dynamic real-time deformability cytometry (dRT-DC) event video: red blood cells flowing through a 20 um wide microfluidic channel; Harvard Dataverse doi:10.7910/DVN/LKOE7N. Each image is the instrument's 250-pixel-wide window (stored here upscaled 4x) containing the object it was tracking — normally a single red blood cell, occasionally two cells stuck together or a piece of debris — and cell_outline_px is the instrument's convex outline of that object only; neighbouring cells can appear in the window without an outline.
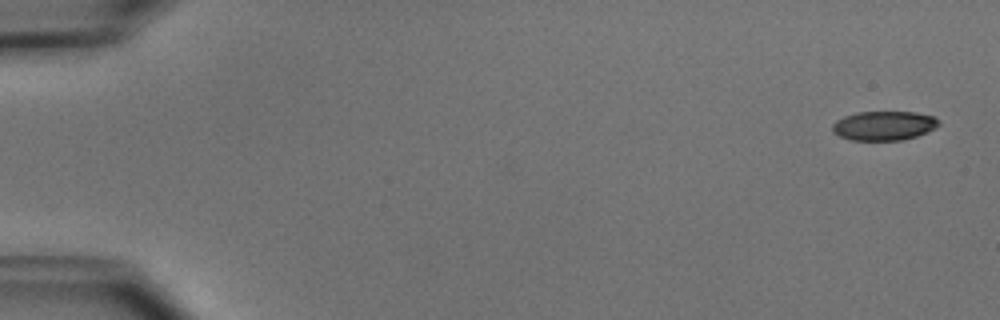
{"species": "common noctule bat (a hibernating species)", "species_latin": "Nyctalus noctula", "temperature_condition": "cold", "stored_images_in_passage": 4, "camera_frame_rate_fps": 3000, "um_per_image_px": 0.085, "animal": {"sex": "male", "body_mass_g": 15.6}, "frame": {"image": 1, "passage_image": 1, "time_ms": 0.0, "image_size_px": [1000, 320], "cell_outline_px": [[940, 124], [916, 136], [900, 140], [852, 140], [840, 136], [832, 132], [832, 124], [836, 120], [844, 116], [856, 112], [916, 112], [932, 116]], "centroid_in_image_um": [75.06, 10.67], "position_along_channel_um": 9.9, "area_um2": 17.86}}
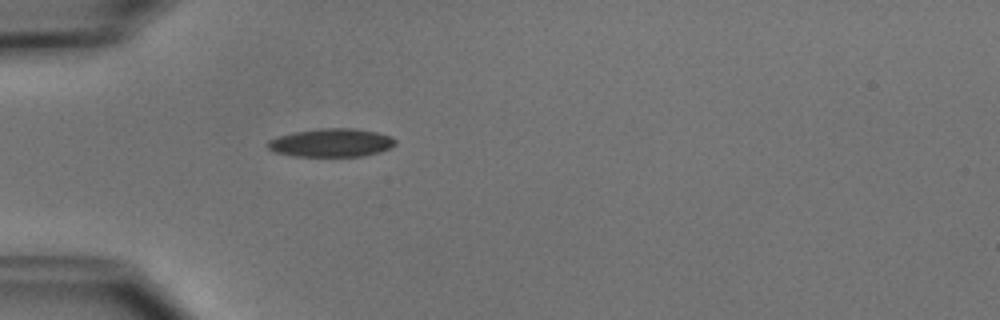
{"frame": {"image": 2, "passage_image": 4, "time_ms": 4.667, "image_size_px": [1000, 320], "cell_outline_px": [[396, 144], [380, 152], [364, 156], [296, 156], [276, 152], [268, 148], [268, 140], [280, 136], [296, 132], [320, 128], [352, 128], [376, 132], [392, 136], [396, 140]], "centroid_in_image_um": [28.21, 12.13], "position_along_channel_um": 56.8, "area_um2": 20.87}}